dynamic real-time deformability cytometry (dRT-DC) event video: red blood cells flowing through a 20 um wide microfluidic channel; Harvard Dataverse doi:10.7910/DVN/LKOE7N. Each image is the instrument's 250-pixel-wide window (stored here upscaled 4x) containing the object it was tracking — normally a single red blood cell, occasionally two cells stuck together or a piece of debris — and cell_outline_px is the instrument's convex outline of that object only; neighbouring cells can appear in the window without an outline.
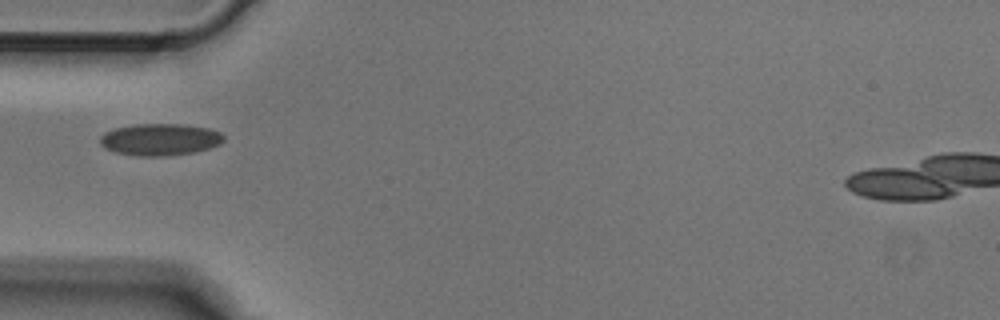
{"species": "Egyptian fruit bat (a non-hibernating species)", "species_latin": "Rousettus aegyptiacus", "temperature_condition": "cold", "stored_images_in_passage": 4, "camera_frame_rate_fps": 3000, "um_per_image_px": 0.085, "animal": {"sex": "male"}, "frame": {"image": 1, "passage_image": 4, "time_ms": 1.0, "image_size_px": [1000, 320], "cell_outline_px": [[224, 140], [220, 144], [196, 152], [164, 156], [136, 156], [116, 152], [104, 148], [100, 144], [100, 136], [104, 132], [116, 128], [136, 124], [184, 124], [208, 128], [220, 132], [224, 136]], "centroid_in_image_um": [13.6, 11.86], "position_along_channel_um": 71.4, "area_um2": 23.06}}